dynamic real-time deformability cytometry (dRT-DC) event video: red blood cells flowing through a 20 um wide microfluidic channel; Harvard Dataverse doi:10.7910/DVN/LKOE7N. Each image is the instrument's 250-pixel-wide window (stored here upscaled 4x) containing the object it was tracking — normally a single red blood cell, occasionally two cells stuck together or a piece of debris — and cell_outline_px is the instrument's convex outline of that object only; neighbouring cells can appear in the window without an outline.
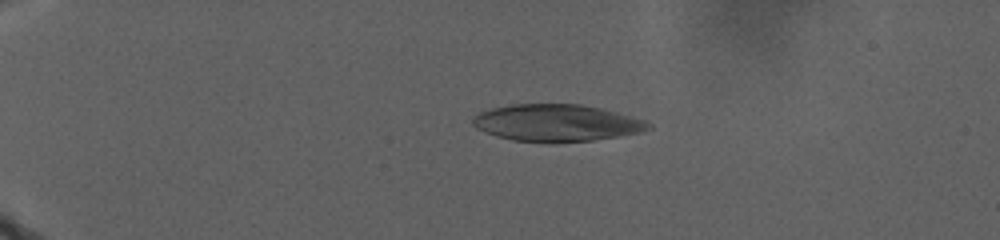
{"species": "human", "species_latin": "Homo sapiens", "temperature_condition": "warm", "stored_images_in_passage": 91, "camera_frame_rate_fps": 3000, "um_per_image_px": 0.085, "donor": {"sex": "male"}, "frame": {"image": 1, "passage_image": 17, "time_ms": 10.0, "image_size_px": [1000, 240], "cell_outline_px": [[652, 128], [640, 132], [592, 140], [512, 140], [496, 136], [484, 132], [476, 128], [472, 124], [472, 120], [480, 112], [492, 108], [512, 104], [580, 104], [600, 108], [616, 112], [644, 120], [652, 124]], "centroid_in_image_um": [47.29, 10.41], "position_along_channel_um": 37.7, "area_um2": 36.88}}
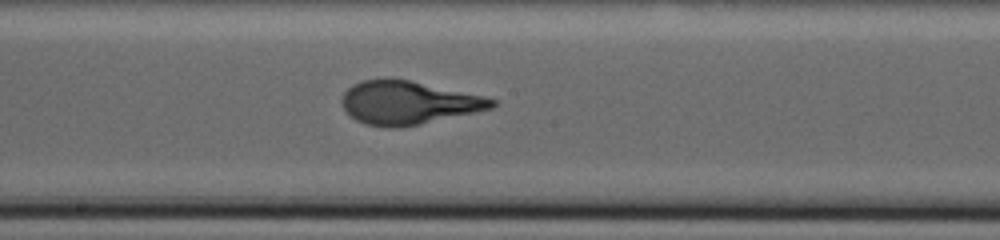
{"frame": {"image": 2, "passage_image": 48, "time_ms": 23.333, "image_size_px": [1000, 240], "cell_outline_px": [[496, 104], [492, 108], [476, 112], [420, 124], [400, 128], [388, 128], [364, 124], [356, 120], [344, 108], [340, 100], [344, 92], [352, 84], [364, 80], [408, 80], [484, 96], [496, 100]], "centroid_in_image_um": [34.69, 8.75], "position_along_channel_um": 213.5, "area_um2": 37.4}}
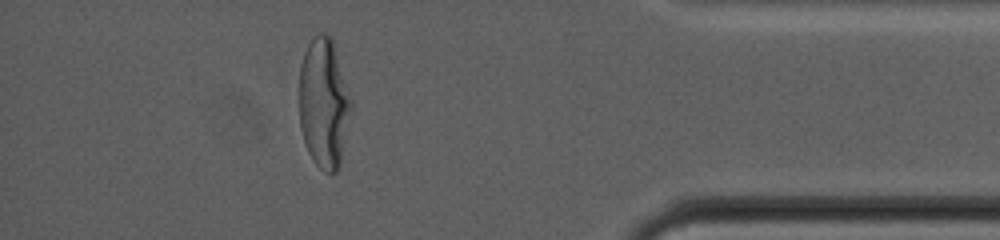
{"frame": {"image": 3, "passage_image": 81, "time_ms": 34.667, "image_size_px": [1000, 240], "cell_outline_px": [[352, 108], [340, 164], [336, 172], [324, 172], [312, 160], [308, 152], [300, 128], [300, 64], [304, 52], [312, 36], [320, 32], [324, 32], [332, 40], [352, 100]], "centroid_in_image_um": [27.53, 8.77], "position_along_channel_um": 407.7, "area_um2": 39.25}}